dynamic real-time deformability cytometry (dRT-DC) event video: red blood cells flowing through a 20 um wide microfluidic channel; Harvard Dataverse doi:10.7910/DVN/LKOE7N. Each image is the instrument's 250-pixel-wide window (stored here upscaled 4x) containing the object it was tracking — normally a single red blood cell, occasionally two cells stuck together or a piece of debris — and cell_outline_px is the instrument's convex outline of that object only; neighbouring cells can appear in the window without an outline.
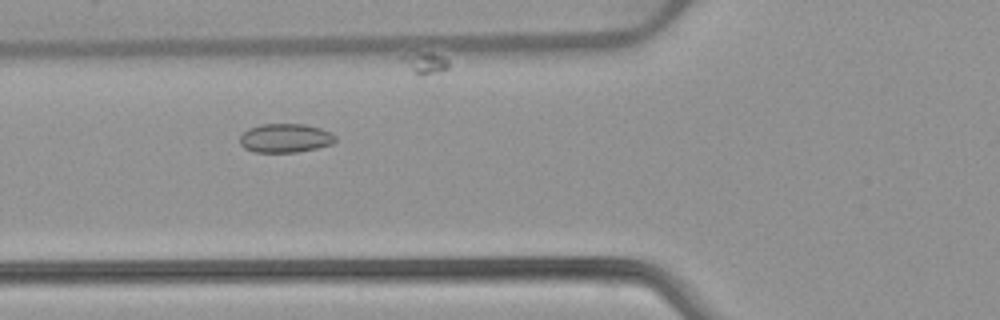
{"species": "common noctule bat (a hibernating species)", "species_latin": "Nyctalus noctula", "temperature_condition": "warm", "stored_images_in_passage": 48, "camera_frame_rate_fps": 3000, "um_per_image_px": 0.085, "animal": {"sex": "female", "body_mass_g": 22.7, "forearm_length_mm": 54.2}, "frame": {"image": 1, "passage_image": 15, "time_ms": 4.667, "image_size_px": [1000, 320], "cell_outline_px": [[336, 140], [332, 144], [316, 148], [296, 152], [252, 152], [244, 148], [240, 144], [240, 136], [248, 128], [260, 124], [304, 124], [320, 128], [336, 136]], "centroid_in_image_um": [24.22, 11.74], "position_along_channel_um": 101.6, "area_um2": 16.07}}
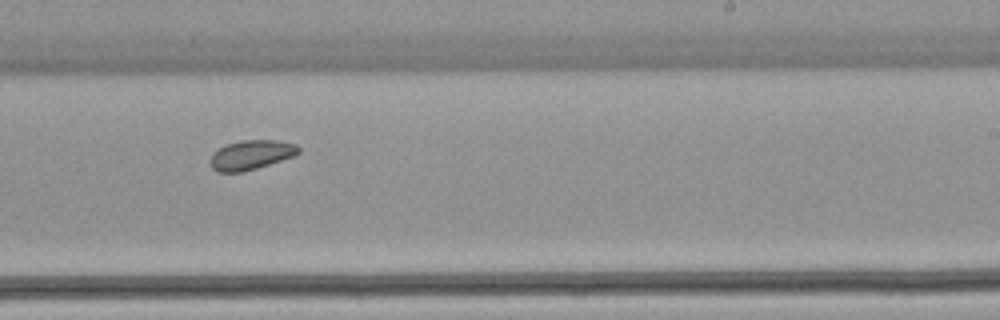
{"frame": {"image": 2, "passage_image": 28, "time_ms": 9.0, "image_size_px": [1000, 320], "cell_outline_px": [[300, 152], [292, 156], [244, 172], [216, 172], [212, 168], [208, 160], [212, 152], [228, 144], [240, 140], [276, 140], [296, 144], [300, 148]], "centroid_in_image_um": [21.29, 13.16], "position_along_channel_um": 267.7, "area_um2": 15.14}}
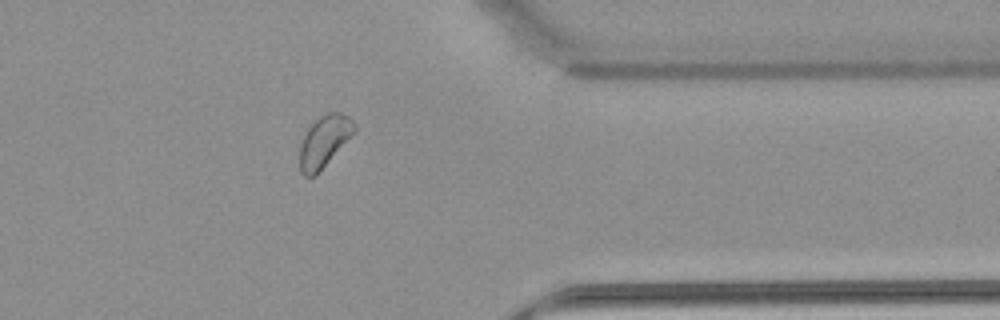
{"frame": {"image": 3, "passage_image": 38, "time_ms": 12.333, "image_size_px": [1000, 320], "cell_outline_px": [[356, 132], [316, 176], [304, 176], [300, 172], [300, 144], [308, 128], [320, 116], [328, 112], [340, 112], [348, 116], [352, 120], [356, 128]], "centroid_in_image_um": [27.58, 12.03], "position_along_channel_um": 383.8, "area_um2": 16.47}, "authors_computed_cell_mechanics": {"area_um2": 16.6175, "velocity_mm_per_s": 3.8427, "shape_relaxation_time_tau1_ms": null, "shape_relaxation_time_tau2_ms": 5.1883, "deformation_change_tau1": null, "deformation_change_tau2": 0.0845}}